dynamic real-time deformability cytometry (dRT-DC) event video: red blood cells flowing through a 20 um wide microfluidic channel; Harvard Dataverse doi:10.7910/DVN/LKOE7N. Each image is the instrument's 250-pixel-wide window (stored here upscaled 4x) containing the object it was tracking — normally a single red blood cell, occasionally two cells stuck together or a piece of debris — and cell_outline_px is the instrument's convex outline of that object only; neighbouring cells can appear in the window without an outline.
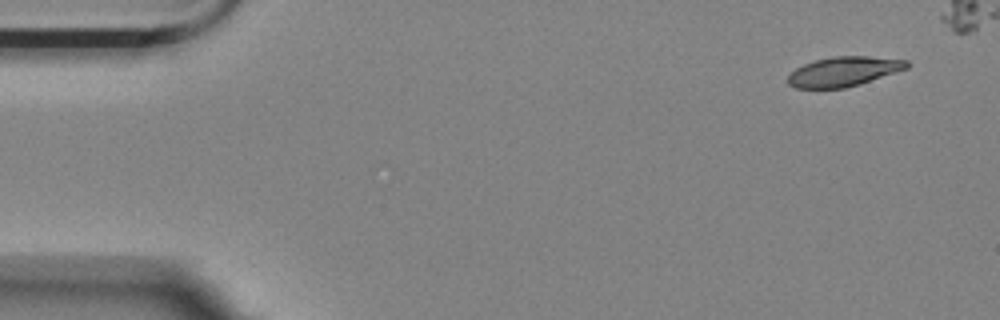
{"species": "Egyptian fruit bat (a non-hibernating species)", "species_latin": "Rousettus aegyptiacus", "temperature_condition": "room temperature", "stored_images_in_passage": 9, "segment_of_instrument_passage": [1, 2], "camera_frame_rate_fps": 3000, "um_per_image_px": 0.085, "animal": {"sex": "female"}, "frame": {"image": 1, "passage_image": 1, "time_ms": 0.0, "image_size_px": [1000, 320], "cell_outline_px": [[908, 68], [860, 84], [844, 88], [796, 88], [788, 84], [788, 76], [796, 68], [804, 64], [816, 60], [832, 56], [868, 56], [908, 60]], "centroid_in_image_um": [71.71, 6.07], "position_along_channel_um": 13.3, "area_um2": 20.4}}
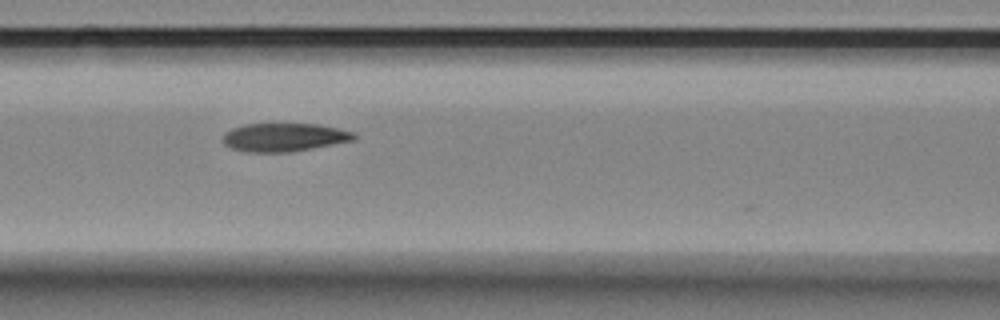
{"frame": {"image": 2, "passage_image": 7, "time_ms": 6.667, "image_size_px": [1000, 320], "cell_outline_px": [[356, 140], [312, 148], [288, 152], [248, 152], [232, 148], [224, 144], [224, 132], [232, 128], [244, 124], [316, 124], [356, 132]], "centroid_in_image_um": [24.17, 11.66], "position_along_channel_um": 142.4, "area_um2": 21.56}}
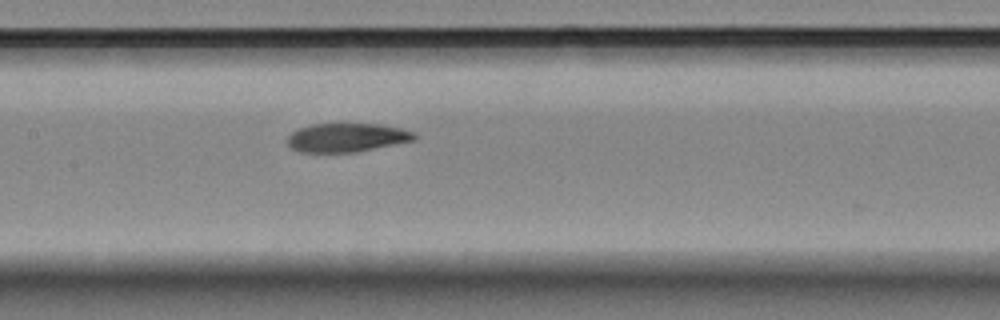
{"frame": {"image": 3, "passage_image": 8, "time_ms": 7.667, "image_size_px": [1000, 320], "cell_outline_px": [[416, 140], [356, 152], [300, 152], [292, 148], [288, 144], [288, 136], [292, 132], [300, 128], [312, 124], [380, 124], [400, 128], [416, 132]], "centroid_in_image_um": [29.51, 11.69], "position_along_channel_um": 177.9, "area_um2": 21.21}}